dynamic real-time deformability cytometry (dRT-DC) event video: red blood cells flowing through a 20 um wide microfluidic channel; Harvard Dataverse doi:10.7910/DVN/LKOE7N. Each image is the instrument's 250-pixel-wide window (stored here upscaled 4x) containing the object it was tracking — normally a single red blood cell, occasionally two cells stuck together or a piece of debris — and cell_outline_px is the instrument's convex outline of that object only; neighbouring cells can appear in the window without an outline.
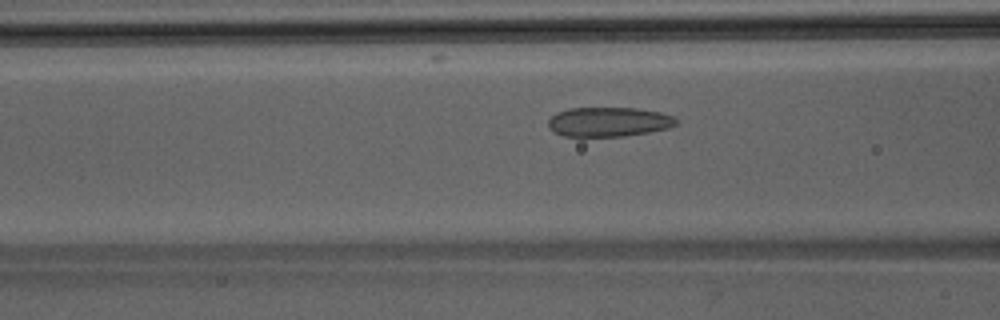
{"species": "Egyptian fruit bat (a non-hibernating species)", "species_latin": "Rousettus aegyptiacus", "temperature_condition": "room temperature", "stored_images_in_passage": 34, "camera_frame_rate_fps": 3000, "um_per_image_px": 0.085, "animal": {"sex": "male"}, "frame": {"image": 1, "passage_image": 5, "time_ms": 1.333, "image_size_px": [1000, 320], "cell_outline_px": [[676, 124], [668, 128], [648, 132], [624, 136], [564, 136], [552, 132], [548, 128], [548, 120], [556, 112], [568, 108], [636, 108], [660, 112], [676, 116]], "centroid_in_image_um": [51.71, 10.35], "position_along_channel_um": 114.9, "area_um2": 22.08}}
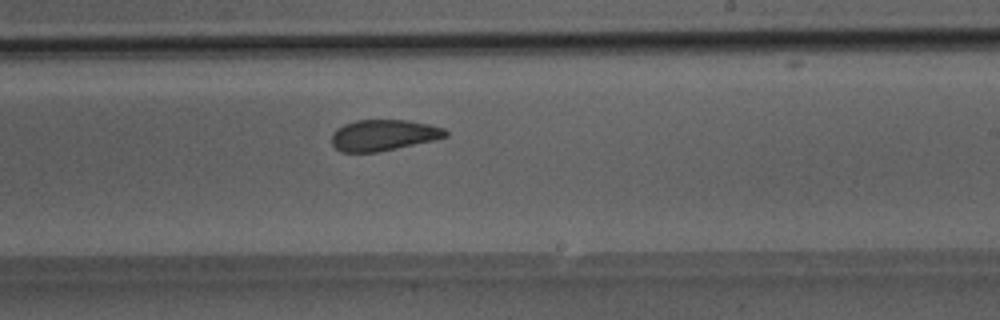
{"frame": {"image": 2, "passage_image": 15, "time_ms": 4.667, "image_size_px": [1000, 320], "cell_outline_px": [[448, 136], [432, 140], [396, 148], [376, 152], [340, 152], [332, 144], [332, 132], [336, 128], [344, 124], [356, 120], [408, 120], [428, 124], [444, 128], [448, 132]], "centroid_in_image_um": [32.56, 11.48], "position_along_channel_um": 256.4, "area_um2": 20.52}}
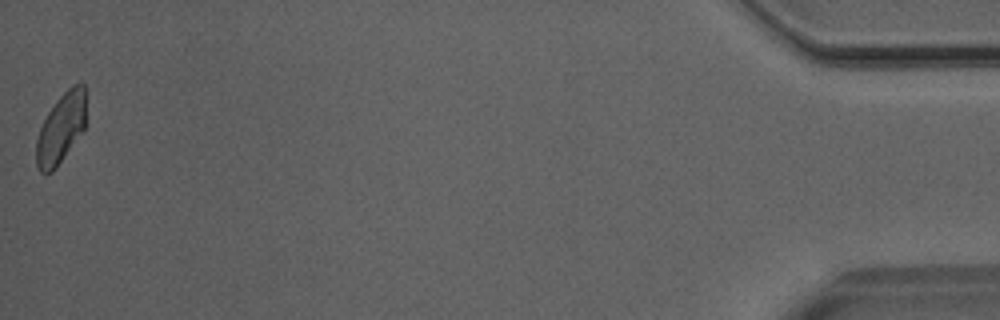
{"frame": {"image": 3, "passage_image": 34, "time_ms": 11.0, "image_size_px": [1000, 320], "cell_outline_px": [[84, 128], [56, 168], [52, 172], [40, 172], [36, 164], [36, 140], [40, 128], [48, 112], [56, 100], [72, 84], [84, 84]], "centroid_in_image_um": [5.15, 10.92], "position_along_channel_um": 430.1, "area_um2": 19.77}}